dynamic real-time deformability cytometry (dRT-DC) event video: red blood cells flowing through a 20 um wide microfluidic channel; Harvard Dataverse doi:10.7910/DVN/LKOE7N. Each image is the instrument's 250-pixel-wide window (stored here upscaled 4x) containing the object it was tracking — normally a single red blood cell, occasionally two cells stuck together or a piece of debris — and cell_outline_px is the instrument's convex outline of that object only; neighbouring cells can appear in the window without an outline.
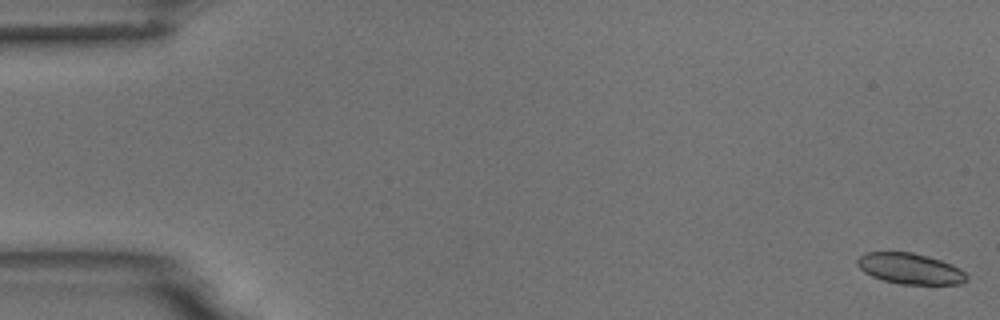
{"species": "common noctule bat (a hibernating species)", "species_latin": "Nyctalus noctula", "temperature_condition": "room temperature", "stored_images_in_passage": 2, "camera_frame_rate_fps": 3000, "um_per_image_px": 0.085, "animal": {"sex": "male", "body_mass_g": 18.8}, "frame": {"image": 1, "passage_image": 2, "time_ms": 0.333, "image_size_px": [1000, 320], "cell_outline_px": [[968, 280], [960, 284], [900, 284], [884, 280], [872, 276], [864, 272], [856, 264], [856, 260], [864, 252], [912, 252], [928, 256], [952, 264], [960, 268], [968, 276]], "centroid_in_image_um": [77.36, 22.83], "position_along_channel_um": 7.6, "area_um2": 19.71}}